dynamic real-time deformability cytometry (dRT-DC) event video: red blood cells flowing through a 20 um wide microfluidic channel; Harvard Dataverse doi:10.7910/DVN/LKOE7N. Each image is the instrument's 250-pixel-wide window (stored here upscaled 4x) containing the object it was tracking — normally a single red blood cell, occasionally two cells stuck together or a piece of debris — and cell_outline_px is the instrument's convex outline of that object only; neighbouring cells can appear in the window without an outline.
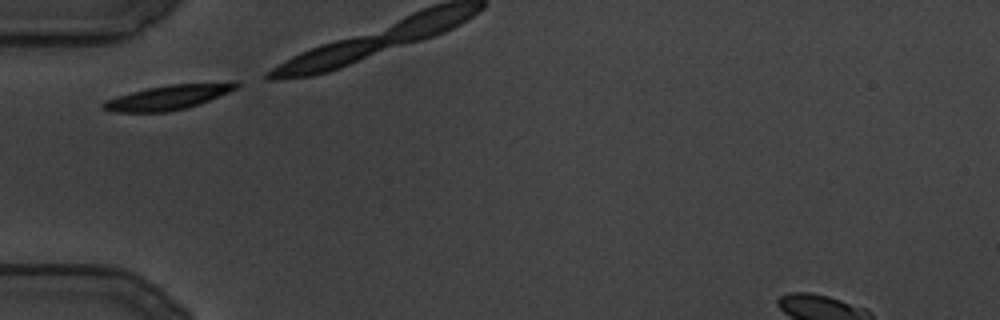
{"species": "common noctule bat (a hibernating species)", "species_latin": "Nyctalus noctula", "temperature_condition": "cold", "stored_images_in_passage": 7, "camera_frame_rate_fps": 3000, "um_per_image_px": 0.085, "animal": {"sex": "male", "body_mass_g": 19.5, "forearm_length_mm": 54.6}, "frame": {"image": 1, "passage_image": 1, "time_ms": 0.0, "image_size_px": [1000, 320], "cell_outline_px": [[240, 84], [236, 88], [228, 92], [208, 100], [184, 108], [168, 112], [116, 112], [100, 108], [100, 104], [104, 100], [116, 96], [148, 88], [172, 84], [236, 80], [240, 80]], "centroid_in_image_um": [14.31, 8.24], "position_along_channel_um": 70.7, "area_um2": 19.25}}